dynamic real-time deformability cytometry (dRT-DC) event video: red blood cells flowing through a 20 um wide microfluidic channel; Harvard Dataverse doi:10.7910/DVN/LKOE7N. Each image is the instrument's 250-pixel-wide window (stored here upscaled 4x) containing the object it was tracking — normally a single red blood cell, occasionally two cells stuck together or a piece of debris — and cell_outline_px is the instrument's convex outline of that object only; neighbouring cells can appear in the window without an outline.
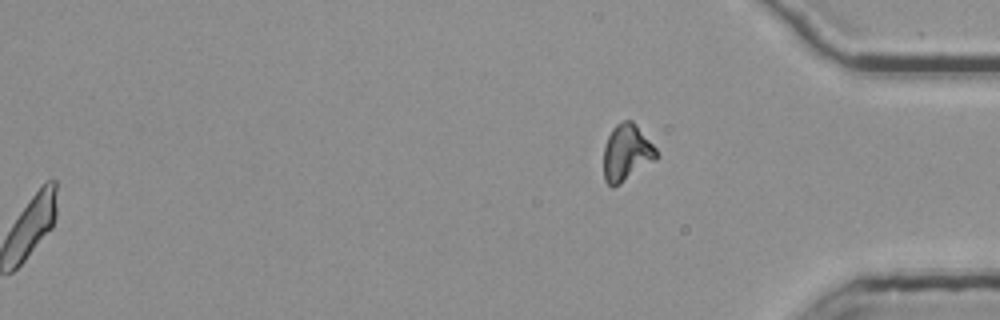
{"species": "common noctule bat (a hibernating species)", "species_latin": "Nyctalus noctula", "temperature_condition": "room temperature", "stored_images_in_passage": 54, "segment_of_instrument_passage": [2, 2], "camera_frame_rate_fps": 3000, "um_per_image_px": 0.085, "animal": {"sex": "female", "body_mass_g": 25.1}, "frame": {"image": 1, "passage_image": 54, "time_ms": 17.667, "image_size_px": [1000, 320], "cell_outline_px": [[660, 156], [656, 160], [620, 184], [612, 188], [604, 180], [604, 144], [612, 128], [620, 120], [632, 120], [636, 124], [656, 148]], "centroid_in_image_um": [53.27, 12.98], "position_along_channel_um": 381.9, "area_um2": 17.69}}